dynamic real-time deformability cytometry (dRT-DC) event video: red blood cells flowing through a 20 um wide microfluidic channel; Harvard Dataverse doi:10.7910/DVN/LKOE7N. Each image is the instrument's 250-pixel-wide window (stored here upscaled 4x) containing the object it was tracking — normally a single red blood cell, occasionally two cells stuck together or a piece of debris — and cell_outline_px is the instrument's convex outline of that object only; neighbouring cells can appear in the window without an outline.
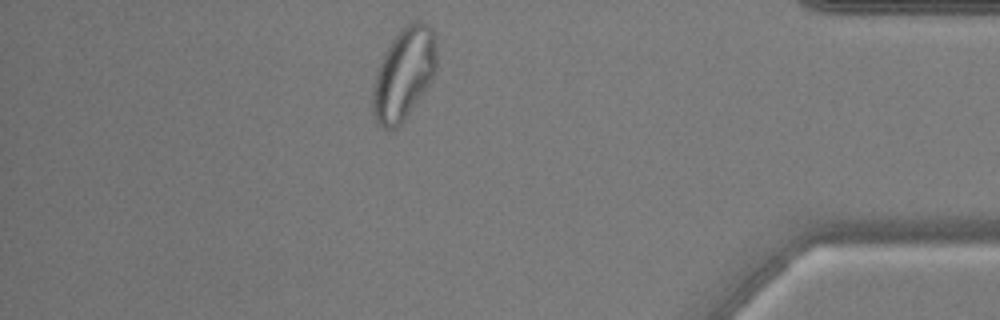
{"species": "common noctule bat (a hibernating species)", "species_latin": "Nyctalus noctula", "temperature_condition": "warm", "stored_images_in_passage": 43, "camera_frame_rate_fps": 3000, "um_per_image_px": 0.085, "animal": {"sex": "male", "body_mass_g": 17.9, "forearm_length_mm": 54.2}, "frame": {"image": 1, "passage_image": 37, "time_ms": 12.0, "image_size_px": [1000, 320], "cell_outline_px": [[436, 72], [432, 80], [424, 92], [404, 120], [396, 128], [384, 128], [372, 116], [372, 84], [376, 72], [384, 52], [400, 28], [412, 20], [416, 20], [424, 24], [432, 32], [436, 44]], "centroid_in_image_um": [34.3, 6.29], "position_along_channel_um": 400.9, "area_um2": 34.22}}